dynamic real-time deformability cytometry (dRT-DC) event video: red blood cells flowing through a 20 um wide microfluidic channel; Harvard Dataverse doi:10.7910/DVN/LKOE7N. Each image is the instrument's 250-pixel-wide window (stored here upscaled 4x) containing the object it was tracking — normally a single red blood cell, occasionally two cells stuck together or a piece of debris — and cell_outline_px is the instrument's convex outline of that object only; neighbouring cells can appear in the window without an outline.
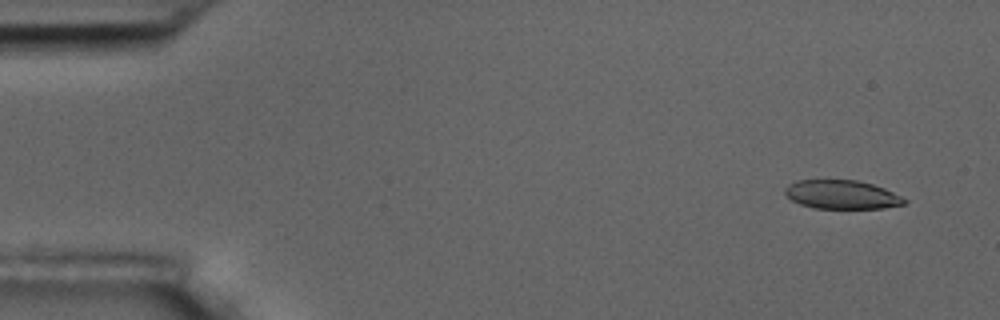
{"species": "common noctule bat (a hibernating species)", "species_latin": "Nyctalus noctula", "temperature_condition": "room temperature", "stored_images_in_passage": 15, "camera_frame_rate_fps": 3000, "um_per_image_px": 0.085, "animal": {"sex": "male", "body_mass_g": 17.5, "forearm_length_mm": 52.3}, "frame": {"image": 1, "passage_image": 1, "time_ms": 0.0, "image_size_px": [1000, 320], "cell_outline_px": [[908, 200], [904, 204], [884, 208], [812, 208], [800, 204], [792, 200], [784, 192], [784, 188], [788, 184], [796, 180], [856, 180], [872, 184], [884, 188]], "centroid_in_image_um": [71.52, 16.54], "position_along_channel_um": 13.5, "area_um2": 19.94}}
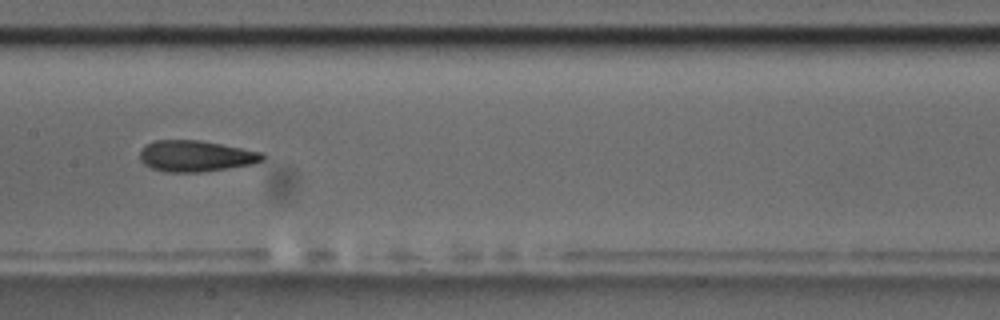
{"frame": {"image": 2, "passage_image": 7, "time_ms": 8.0, "image_size_px": [1000, 320], "cell_outline_px": [[268, 156], [264, 160], [252, 164], [228, 168], [200, 172], [164, 172], [152, 168], [144, 164], [140, 160], [140, 148], [144, 144], [156, 140], [200, 140], [264, 152]], "centroid_in_image_um": [16.65, 13.26], "position_along_channel_um": 190.8, "area_um2": 22.54}}
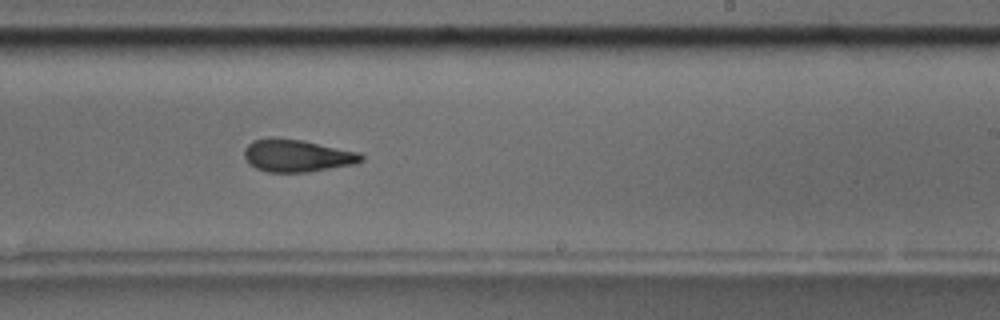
{"frame": {"image": 3, "passage_image": 9, "time_ms": 10.0, "image_size_px": [1000, 320], "cell_outline_px": [[364, 160], [356, 164], [308, 172], [268, 172], [256, 168], [244, 156], [244, 148], [252, 140], [268, 136], [272, 136], [300, 140], [360, 152], [364, 156]], "centroid_in_image_um": [25.25, 13.22], "position_along_channel_um": 263.7, "area_um2": 22.25}, "authors_computed_cell_mechanics": {"area_um2": 22.542, "velocity_mm_per_s": 3.6626, "shape_relaxation_time_tau1_ms": 11.193, "shape_relaxation_time_tau2_ms": 2.1677, "deformation_change_tau1": 0.2108, "deformation_change_tau2": 0.0857}}